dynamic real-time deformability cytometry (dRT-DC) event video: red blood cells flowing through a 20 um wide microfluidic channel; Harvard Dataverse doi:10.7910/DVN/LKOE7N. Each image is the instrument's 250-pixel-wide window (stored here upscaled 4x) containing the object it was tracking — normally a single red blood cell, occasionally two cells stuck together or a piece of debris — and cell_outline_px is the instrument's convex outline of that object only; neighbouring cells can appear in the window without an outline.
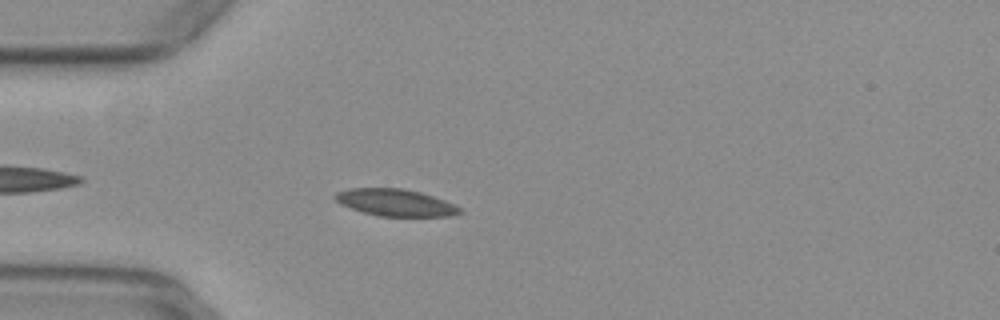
{"species": "common noctule bat (a hibernating species)", "species_latin": "Nyctalus noctula", "temperature_condition": "warm", "stored_images_in_passage": 35, "camera_frame_rate_fps": 3000, "um_per_image_px": 0.085, "animal": {"sex": "female", "body_mass_g": 29.2, "forearm_length_mm": 56.3}, "frame": {"image": 1, "passage_image": 4, "time_ms": 1.0, "image_size_px": [1000, 320], "cell_outline_px": [[464, 212], [452, 216], [380, 216], [364, 212], [340, 204], [332, 196], [336, 192], [348, 188], [404, 188], [420, 192], [444, 200], [460, 208]], "centroid_in_image_um": [33.59, 17.21], "position_along_channel_um": 51.4, "area_um2": 19.54}}
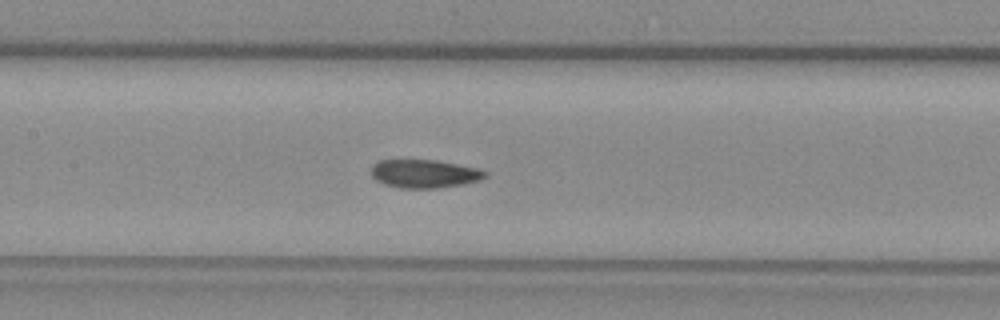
{"frame": {"image": 2, "passage_image": 14, "time_ms": 4.333, "image_size_px": [1000, 320], "cell_outline_px": [[488, 176], [480, 180], [464, 184], [436, 188], [400, 188], [384, 184], [376, 180], [372, 176], [372, 164], [380, 160], [436, 160], [480, 168], [488, 172]], "centroid_in_image_um": [36.11, 14.76], "position_along_channel_um": 171.3, "area_um2": 18.96}}
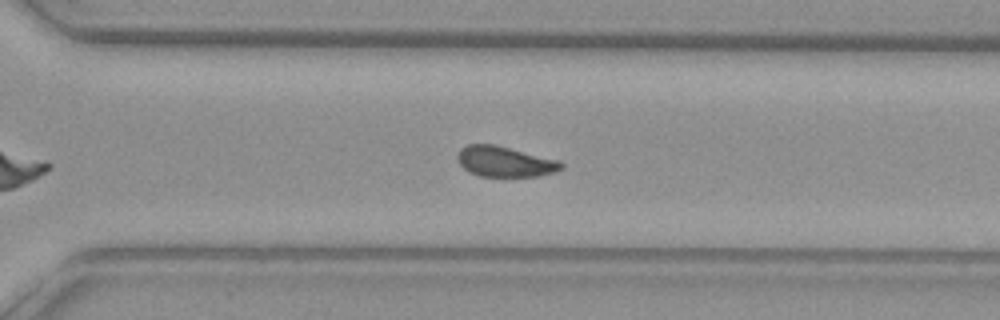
{"frame": {"image": 3, "passage_image": 26, "time_ms": 8.333, "image_size_px": [1000, 320], "cell_outline_px": [[564, 168], [556, 172], [540, 176], [480, 176], [468, 172], [460, 164], [456, 156], [460, 148], [468, 144], [496, 144], [560, 160], [564, 164]], "centroid_in_image_um": [42.94, 13.73], "position_along_channel_um": 327.7, "area_um2": 18.73}, "authors_computed_cell_mechanics": {"area_um2": 19.1896, "velocity_mm_per_s": 3.9187, "shape_relaxation_time_tau1_ms": null, "shape_relaxation_time_tau2_ms": 2.0739, "deformation_change_tau1": null, "deformation_change_tau2": 0.0553}}